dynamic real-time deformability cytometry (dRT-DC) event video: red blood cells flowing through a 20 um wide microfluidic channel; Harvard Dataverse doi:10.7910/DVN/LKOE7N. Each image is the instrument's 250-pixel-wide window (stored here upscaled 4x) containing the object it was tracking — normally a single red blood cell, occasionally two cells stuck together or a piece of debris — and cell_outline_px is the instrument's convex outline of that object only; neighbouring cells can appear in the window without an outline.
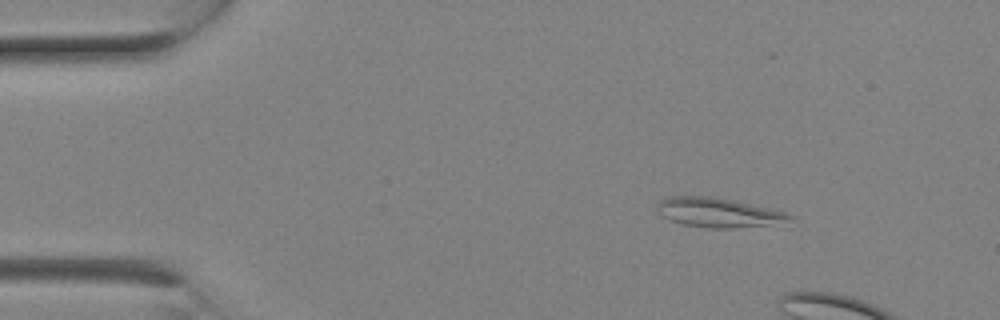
{"species": "Egyptian fruit bat (a non-hibernating species)", "species_latin": "Rousettus aegyptiacus", "temperature_condition": "room temperature", "stored_images_in_passage": 2, "camera_frame_rate_fps": 3000, "um_per_image_px": 0.085, "animal": {"sex": "female"}, "frame": {"image": 1, "passage_image": 1, "time_ms": 0.0, "image_size_px": [1000, 320], "cell_outline_px": [[796, 216], [788, 228], [708, 228], [684, 224], [672, 220], [664, 216], [656, 208], [656, 204], [660, 200], [672, 196], [712, 196], [732, 200], [768, 208], [784, 212]], "centroid_in_image_um": [61.33, 18.12], "position_along_channel_um": 23.7, "area_um2": 23.76}}